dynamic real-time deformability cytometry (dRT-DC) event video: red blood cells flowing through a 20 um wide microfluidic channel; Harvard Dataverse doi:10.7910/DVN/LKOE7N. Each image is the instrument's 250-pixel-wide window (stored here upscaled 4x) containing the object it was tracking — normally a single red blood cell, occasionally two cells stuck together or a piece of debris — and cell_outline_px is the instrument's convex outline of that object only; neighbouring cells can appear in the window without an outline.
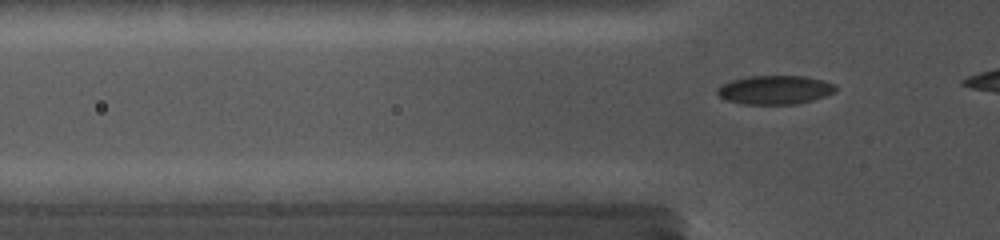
{"species": "common noctule bat (a hibernating species)", "species_latin": "Nyctalus noctula", "temperature_condition": "cold", "stored_images_in_passage": 17, "camera_frame_rate_fps": 5000, "um_per_image_px": 0.085, "animal": {"sex": "female", "body_mass_g": 19.0, "forearm_length_mm": 56.7}, "frame": {"image": 1, "passage_image": 6, "time_ms": 1.0, "image_size_px": [1000, 240], "cell_outline_px": [[832, 88], [828, 92], [808, 100], [792, 104], [748, 104], [732, 100], [724, 96], [720, 92], [728, 84], [740, 80], [760, 76], [792, 76], [812, 80], [824, 84]], "centroid_in_image_um": [65.81, 7.66], "position_along_channel_um": 60.0, "area_um2": 17.11}}